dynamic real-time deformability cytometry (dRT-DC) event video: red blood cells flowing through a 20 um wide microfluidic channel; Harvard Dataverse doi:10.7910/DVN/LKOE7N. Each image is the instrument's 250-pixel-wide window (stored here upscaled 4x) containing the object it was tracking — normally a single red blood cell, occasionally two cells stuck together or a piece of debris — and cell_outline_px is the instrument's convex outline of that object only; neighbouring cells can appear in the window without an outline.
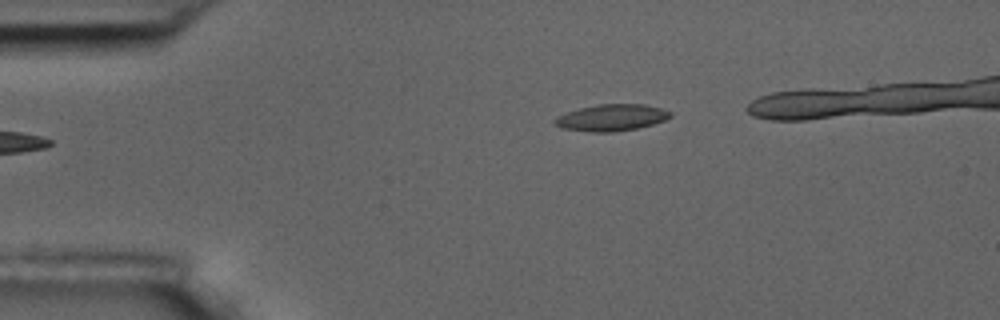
{"species": "common noctule bat (a hibernating species)", "species_latin": "Nyctalus noctula", "temperature_condition": "room temperature", "stored_images_in_passage": 38, "camera_frame_rate_fps": 3000, "um_per_image_px": 0.085, "animal": {"sex": "male", "body_mass_g": 17.5, "forearm_length_mm": 52.3}, "frame": {"image": 1, "passage_image": 1, "time_ms": 0.0, "image_size_px": [1000, 320], "cell_outline_px": [[672, 116], [664, 120], [652, 124], [636, 128], [612, 132], [592, 132], [564, 128], [552, 124], [552, 120], [556, 116], [580, 108], [600, 104], [644, 104], [660, 108], [672, 112]], "centroid_in_image_um": [51.95, 9.99], "position_along_channel_um": 33.0, "area_um2": 17.8}}
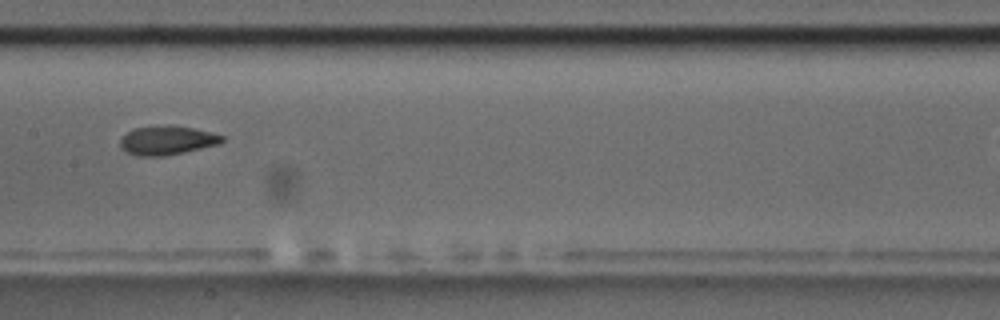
{"frame": {"image": 2, "passage_image": 18, "time_ms": 5.667, "image_size_px": [1000, 320], "cell_outline_px": [[224, 140], [220, 144], [184, 152], [164, 156], [136, 156], [120, 148], [120, 140], [128, 132], [136, 128], [192, 128], [224, 136]], "centroid_in_image_um": [14.2, 11.99], "position_along_channel_um": 193.2, "area_um2": 16.3}}
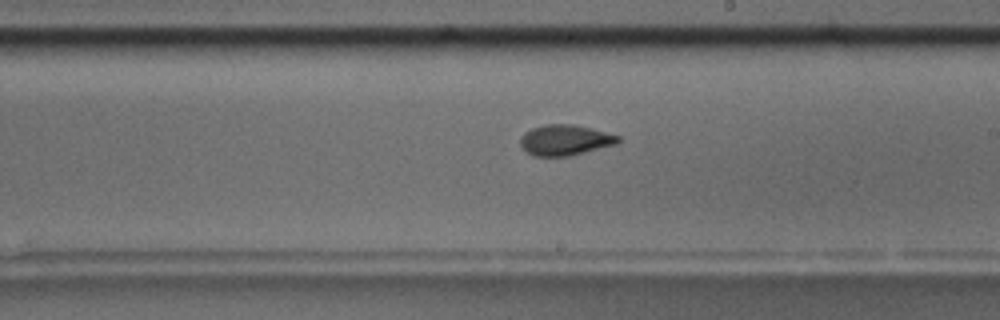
{"frame": {"image": 3, "passage_image": 22, "time_ms": 7.0, "image_size_px": [1000, 320], "cell_outline_px": [[620, 140], [616, 144], [568, 156], [532, 156], [520, 144], [520, 136], [524, 132], [532, 128], [544, 124], [572, 124], [620, 136]], "centroid_in_image_um": [47.99, 11.9], "position_along_channel_um": 241.0, "area_um2": 17.22}}